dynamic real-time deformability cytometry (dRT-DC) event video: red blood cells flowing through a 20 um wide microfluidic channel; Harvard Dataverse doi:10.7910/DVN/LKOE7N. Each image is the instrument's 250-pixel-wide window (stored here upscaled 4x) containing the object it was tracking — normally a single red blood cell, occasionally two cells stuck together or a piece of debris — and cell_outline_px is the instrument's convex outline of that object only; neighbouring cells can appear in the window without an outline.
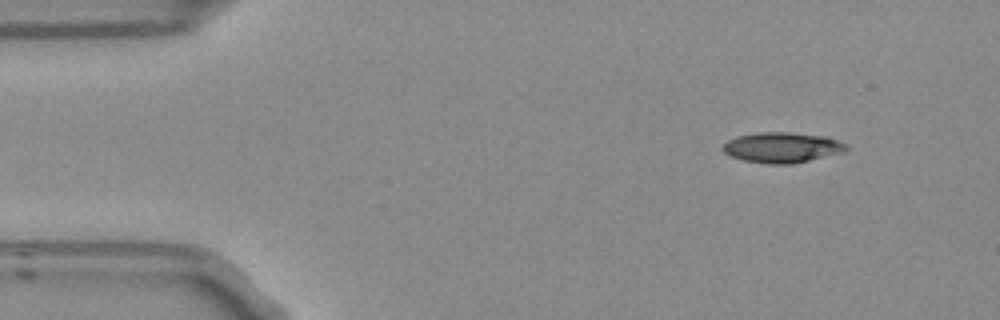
{"species": "Egyptian fruit bat (a non-hibernating species)", "species_latin": "Rousettus aegyptiacus", "temperature_condition": "room temperature", "stored_images_in_passage": 2, "camera_frame_rate_fps": 3000, "um_per_image_px": 0.085, "frame": {"image": 1, "passage_image": 2, "time_ms": 0.333, "image_size_px": [1000, 320], "cell_outline_px": [[848, 152], [792, 164], [768, 164], [744, 160], [732, 156], [724, 152], [720, 148], [728, 140], [736, 136], [760, 132], [788, 132], [824, 136], [848, 144]], "centroid_in_image_um": [66.51, 12.54], "position_along_channel_um": 18.5, "area_um2": 22.02}}